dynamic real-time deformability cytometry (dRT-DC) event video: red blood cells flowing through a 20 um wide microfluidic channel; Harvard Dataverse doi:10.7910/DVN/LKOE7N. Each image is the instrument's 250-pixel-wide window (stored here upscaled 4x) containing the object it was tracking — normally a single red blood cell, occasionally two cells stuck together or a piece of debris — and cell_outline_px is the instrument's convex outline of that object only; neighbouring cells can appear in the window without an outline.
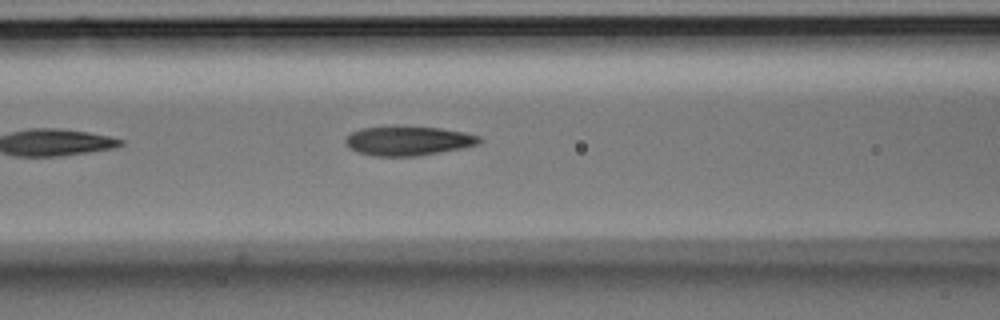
{"species": "Egyptian fruit bat (a non-hibernating species)", "species_latin": "Rousettus aegyptiacus", "temperature_condition": "room temperature", "stored_images_in_passage": 7, "camera_frame_rate_fps": 3000, "um_per_image_px": 0.085, "animal": {"sex": "male"}, "frame": {"image": 1, "passage_image": 7, "time_ms": 2.0, "image_size_px": [1000, 320], "cell_outline_px": [[484, 140], [480, 144], [460, 148], [416, 156], [372, 156], [360, 152], [352, 148], [344, 140], [352, 132], [360, 128], [392, 124], [396, 124], [440, 128], [464, 132], [480, 136]], "centroid_in_image_um": [34.71, 11.93], "position_along_channel_um": 131.9, "area_um2": 23.29}}